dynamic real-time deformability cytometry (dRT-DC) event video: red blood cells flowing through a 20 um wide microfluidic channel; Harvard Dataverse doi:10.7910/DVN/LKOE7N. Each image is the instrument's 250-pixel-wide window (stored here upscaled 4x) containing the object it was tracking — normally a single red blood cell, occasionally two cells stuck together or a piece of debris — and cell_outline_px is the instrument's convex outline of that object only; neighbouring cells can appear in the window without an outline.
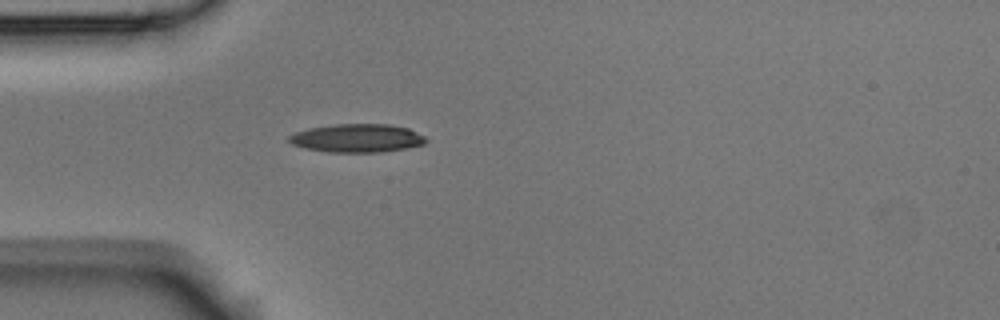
{"species": "Egyptian fruit bat (a non-hibernating species)", "species_latin": "Rousettus aegyptiacus", "temperature_condition": "room temperature", "stored_images_in_passage": 36, "camera_frame_rate_fps": 3000, "um_per_image_px": 0.085, "animal": {"sex": "male"}, "frame": {"image": 1, "passage_image": 1, "time_ms": 0.0, "image_size_px": [1000, 320], "cell_outline_px": [[428, 140], [424, 144], [404, 148], [380, 152], [328, 152], [304, 148], [292, 144], [288, 140], [288, 136], [296, 132], [308, 128], [336, 124], [388, 124], [408, 128], [424, 136]], "centroid_in_image_um": [30.33, 11.74], "position_along_channel_um": 54.7, "area_um2": 22.54}}
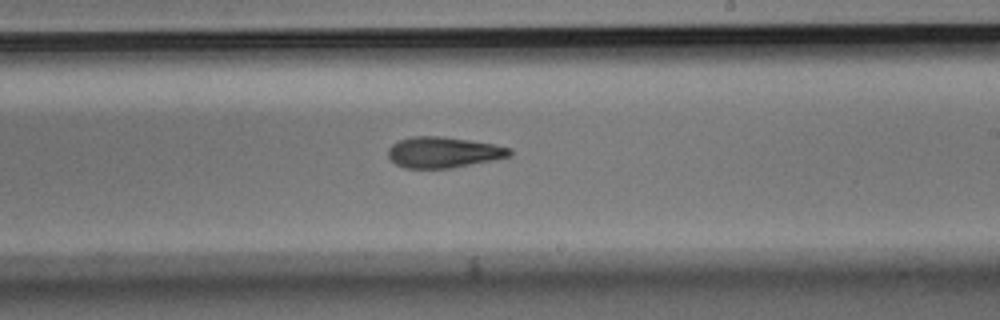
{"frame": {"image": 2, "passage_image": 18, "time_ms": 5.667, "image_size_px": [1000, 320], "cell_outline_px": [[512, 156], [496, 160], [452, 168], [404, 168], [396, 164], [388, 156], [388, 148], [392, 144], [400, 140], [412, 136], [436, 136], [468, 140], [492, 144], [512, 148]], "centroid_in_image_um": [37.72, 12.96], "position_along_channel_um": 251.3, "area_um2": 21.91}}
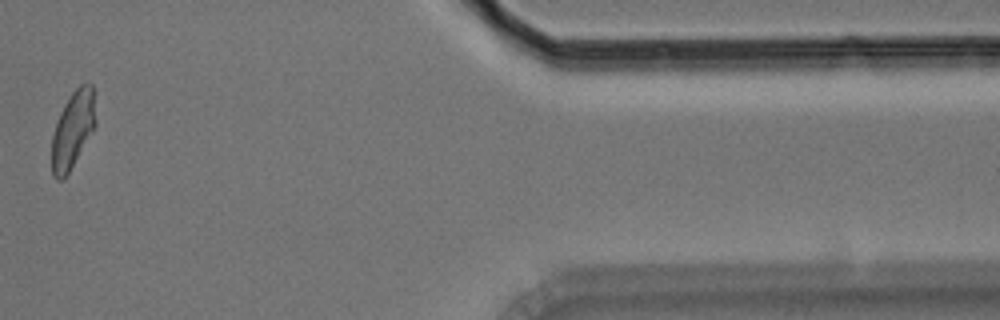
{"frame": {"image": 3, "passage_image": 30, "time_ms": 9.667, "image_size_px": [1000, 320], "cell_outline_px": [[96, 124], [92, 132], [68, 172], [60, 180], [56, 180], [52, 176], [52, 136], [60, 112], [64, 104], [72, 92], [80, 84], [92, 84], [96, 120]], "centroid_in_image_um": [6.18, 11.0], "position_along_channel_um": 405.2, "area_um2": 19.31}, "authors_computed_cell_mechanics": {"area_um2": 21.7617, "velocity_mm_per_s": 3.5643, "shape_relaxation_time_tau1_ms": 6.2659, "shape_relaxation_time_tau2_ms": 7.318, "deformation_change_tau1": 0.1798, "deformation_change_tau2": 0.1886}}